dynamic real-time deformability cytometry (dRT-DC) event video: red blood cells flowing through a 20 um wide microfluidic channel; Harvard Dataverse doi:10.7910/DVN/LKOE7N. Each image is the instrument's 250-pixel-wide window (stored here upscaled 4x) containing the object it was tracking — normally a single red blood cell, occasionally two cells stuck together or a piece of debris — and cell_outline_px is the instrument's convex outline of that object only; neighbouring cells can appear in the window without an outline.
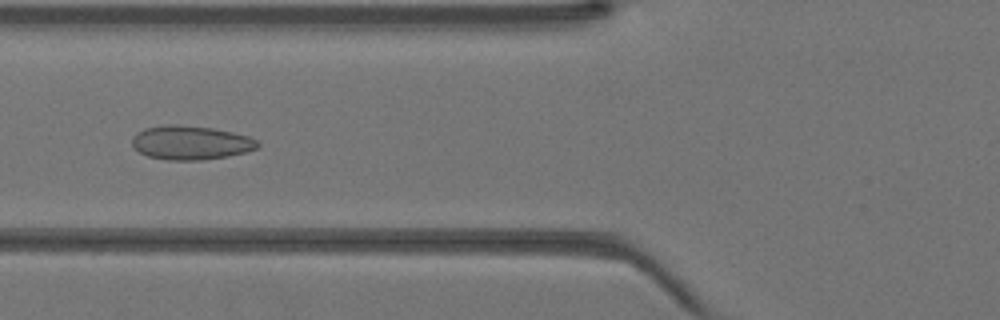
{"species": "Egyptian fruit bat (a non-hibernating species)", "species_latin": "Rousettus aegyptiacus", "temperature_condition": "warm", "stored_images_in_passage": 25, "camera_frame_rate_fps": 3000, "um_per_image_px": 0.085, "animal": {"sex": "female"}, "frame": {"image": 1, "passage_image": 3, "time_ms": 0.667, "image_size_px": [1000, 320], "cell_outline_px": [[260, 144], [256, 148], [244, 152], [228, 156], [204, 160], [168, 160], [148, 156], [132, 148], [132, 136], [136, 132], [144, 128], [164, 124], [180, 124], [212, 128], [232, 132], [248, 136], [260, 140]], "centroid_in_image_um": [16.18, 12.12], "position_along_channel_um": 109.6, "area_um2": 25.14}}
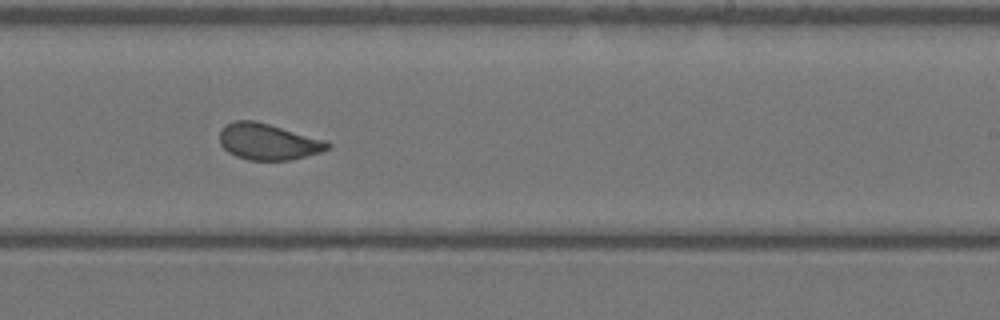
{"frame": {"image": 2, "passage_image": 13, "time_ms": 4.0, "image_size_px": [1000, 320], "cell_outline_px": [[332, 148], [320, 152], [288, 160], [248, 160], [236, 156], [228, 152], [220, 144], [220, 132], [228, 124], [236, 120], [252, 120], [268, 124], [324, 140], [332, 144]], "centroid_in_image_um": [22.79, 12.06], "position_along_channel_um": 266.2, "area_um2": 22.43}}
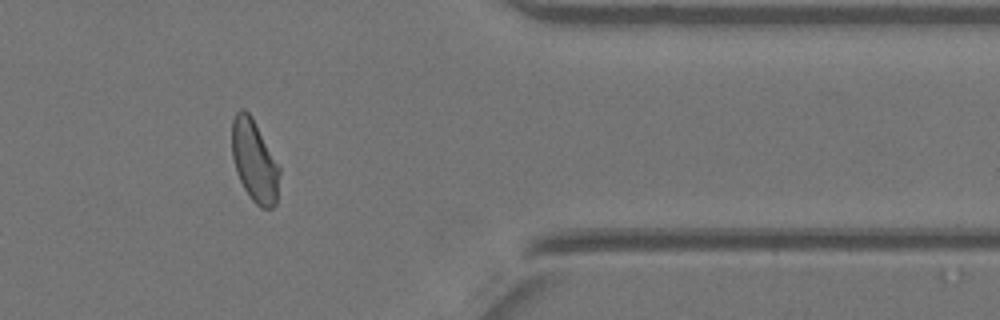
{"frame": {"image": 3, "passage_image": 22, "time_ms": 7.0, "image_size_px": [1000, 320], "cell_outline_px": [[280, 172], [276, 204], [272, 208], [260, 208], [252, 200], [244, 188], [236, 172], [232, 156], [232, 120], [236, 112], [240, 108], [244, 108], [252, 116], [280, 168]], "centroid_in_image_um": [21.62, 13.67], "position_along_channel_um": 389.8, "area_um2": 22.72}}